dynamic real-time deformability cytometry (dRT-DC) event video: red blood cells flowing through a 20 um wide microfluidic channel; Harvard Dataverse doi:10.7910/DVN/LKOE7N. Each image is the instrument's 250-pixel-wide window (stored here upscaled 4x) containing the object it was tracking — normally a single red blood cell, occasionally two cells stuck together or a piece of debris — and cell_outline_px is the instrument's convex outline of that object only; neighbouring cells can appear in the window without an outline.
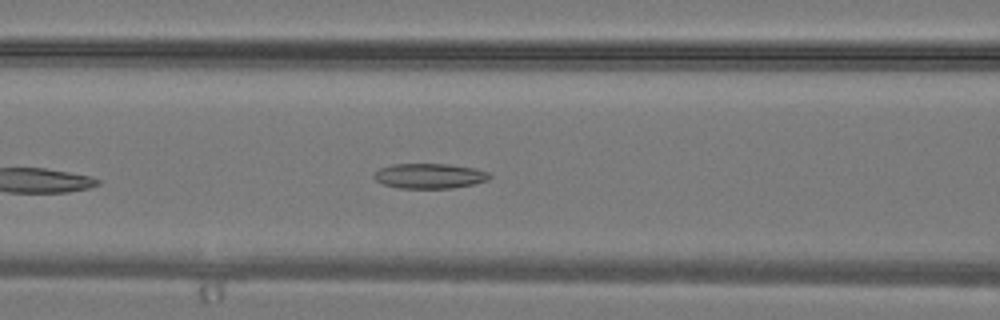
{"species": "common noctule bat (a hibernating species)", "species_latin": "Nyctalus noctula", "temperature_condition": "warm", "stored_images_in_passage": 9, "camera_frame_rate_fps": 3000, "um_per_image_px": 0.085, "animal": {"sex": "male", "body_mass_g": 19.2, "forearm_length_mm": 51.8}, "frame": {"image": 1, "passage_image": 6, "time_ms": 1.667, "image_size_px": [1000, 320], "cell_outline_px": [[492, 176], [488, 180], [472, 184], [452, 188], [400, 188], [384, 184], [376, 180], [372, 176], [380, 168], [392, 164], [448, 164], [476, 168], [488, 172]], "centroid_in_image_um": [36.53, 14.95], "position_along_channel_um": 130.1, "area_um2": 16.82}}